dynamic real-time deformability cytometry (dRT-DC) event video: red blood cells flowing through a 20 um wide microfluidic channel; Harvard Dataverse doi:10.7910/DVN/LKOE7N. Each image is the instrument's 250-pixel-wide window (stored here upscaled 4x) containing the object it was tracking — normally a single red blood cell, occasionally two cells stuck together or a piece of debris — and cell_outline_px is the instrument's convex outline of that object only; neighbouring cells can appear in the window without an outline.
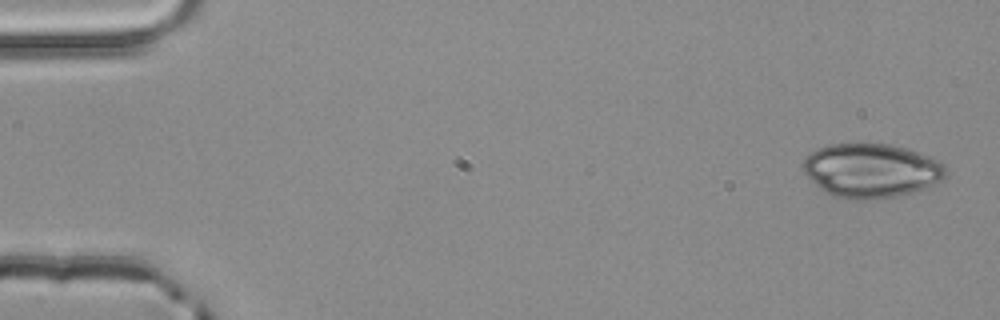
{"species": "common noctule bat (a hibernating species)", "species_latin": "Nyctalus noctula", "temperature_condition": "room temperature", "stored_images_in_passage": 3, "camera_frame_rate_fps": 3000, "um_per_image_px": 0.085, "animal": {"sex": "male", "body_mass_g": 20.4}, "frame": {"image": 1, "passage_image": 1, "time_ms": 0.0, "image_size_px": [1000, 320], "cell_outline_px": [[944, 176], [940, 180], [924, 188], [912, 192], [896, 196], [860, 200], [844, 200], [832, 196], [820, 188], [800, 168], [800, 164], [808, 152], [816, 148], [828, 144], [888, 144], [904, 148], [940, 160], [944, 164]], "centroid_in_image_um": [73.97, 14.49], "position_along_channel_um": 11.0, "area_um2": 44.97}}